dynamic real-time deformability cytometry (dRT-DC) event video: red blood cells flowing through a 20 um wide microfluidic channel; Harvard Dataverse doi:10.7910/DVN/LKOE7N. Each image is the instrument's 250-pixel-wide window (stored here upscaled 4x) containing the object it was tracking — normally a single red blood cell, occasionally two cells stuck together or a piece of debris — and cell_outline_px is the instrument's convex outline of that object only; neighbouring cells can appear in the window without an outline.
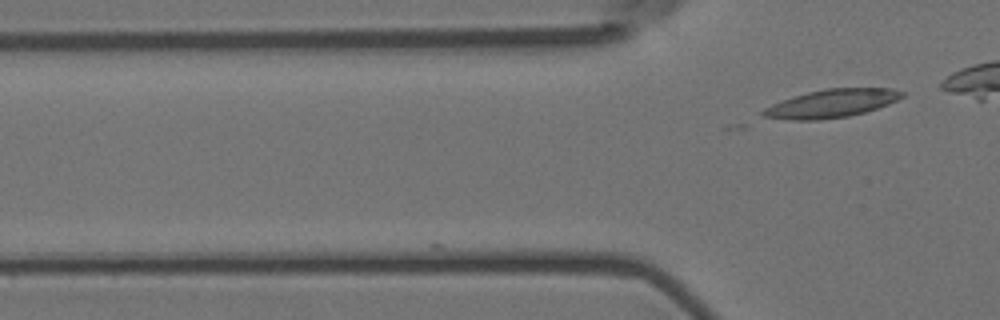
{"species": "Egyptian fruit bat (a non-hibernating species)", "species_latin": "Rousettus aegyptiacus", "temperature_condition": "room temperature", "stored_images_in_passage": 8, "camera_frame_rate_fps": 3000, "um_per_image_px": 0.085, "animal": {"sex": "female"}, "frame": {"image": 1, "passage_image": 8, "time_ms": 2.333, "image_size_px": [1000, 320], "cell_outline_px": [[904, 96], [888, 104], [864, 112], [848, 116], [816, 120], [792, 120], [760, 116], [760, 112], [764, 108], [772, 104], [792, 96], [824, 88], [892, 88], [904, 92]], "centroid_in_image_um": [70.65, 8.79], "position_along_channel_um": 55.2, "area_um2": 22.77}}